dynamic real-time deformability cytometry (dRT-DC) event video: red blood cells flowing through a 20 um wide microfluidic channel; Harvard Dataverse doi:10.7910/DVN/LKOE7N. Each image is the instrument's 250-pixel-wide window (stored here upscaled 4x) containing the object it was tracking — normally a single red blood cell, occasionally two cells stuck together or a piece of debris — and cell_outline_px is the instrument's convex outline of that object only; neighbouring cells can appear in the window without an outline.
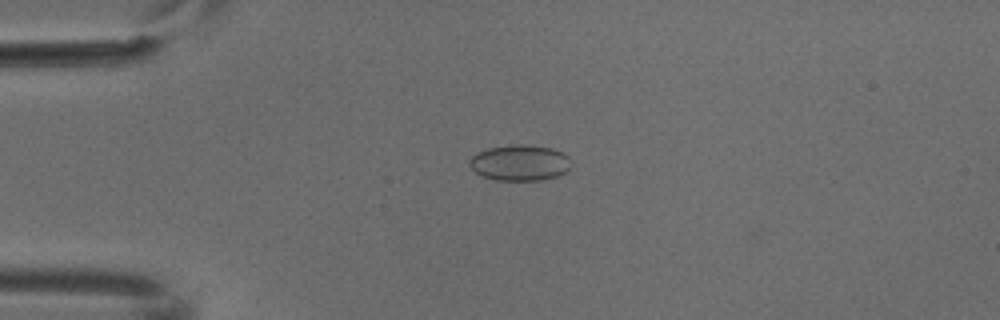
{"species": "common noctule bat (a hibernating species)", "species_latin": "Nyctalus noctula", "temperature_condition": "cold", "stored_images_in_passage": 5, "camera_frame_rate_fps": 3000, "um_per_image_px": 0.085, "animal": {"sex": "male", "body_mass_g": 18.8}, "frame": {"image": 1, "passage_image": 3, "time_ms": 0.667, "image_size_px": [1000, 320], "cell_outline_px": [[572, 164], [564, 172], [556, 176], [540, 180], [496, 180], [480, 176], [468, 164], [468, 160], [476, 152], [488, 148], [508, 144], [520, 144], [552, 148], [568, 156]], "centroid_in_image_um": [44.14, 13.83], "position_along_channel_um": 40.9, "area_um2": 21.33}}
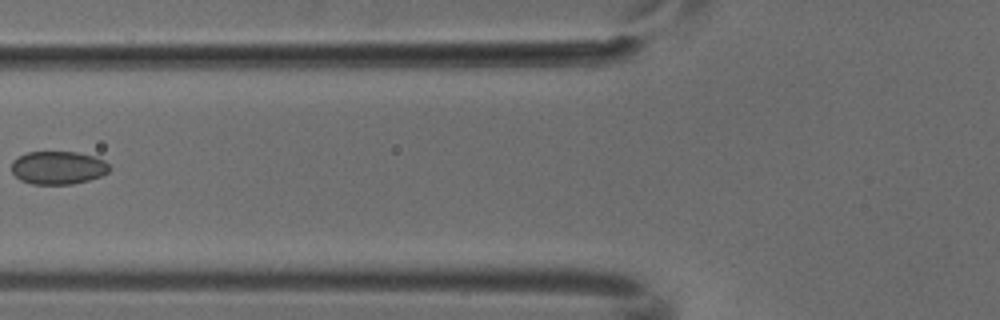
{"frame": {"image": 2, "passage_image": 5, "time_ms": 1.333, "image_size_px": [1000, 320], "cell_outline_px": [[112, 168], [108, 172], [100, 176], [88, 180], [72, 184], [32, 184], [20, 180], [12, 172], [12, 160], [28, 152], [76, 152], [96, 156], [104, 160]], "centroid_in_image_um": [4.95, 14.25], "position_along_channel_um": 120.8, "area_um2": 18.96}}